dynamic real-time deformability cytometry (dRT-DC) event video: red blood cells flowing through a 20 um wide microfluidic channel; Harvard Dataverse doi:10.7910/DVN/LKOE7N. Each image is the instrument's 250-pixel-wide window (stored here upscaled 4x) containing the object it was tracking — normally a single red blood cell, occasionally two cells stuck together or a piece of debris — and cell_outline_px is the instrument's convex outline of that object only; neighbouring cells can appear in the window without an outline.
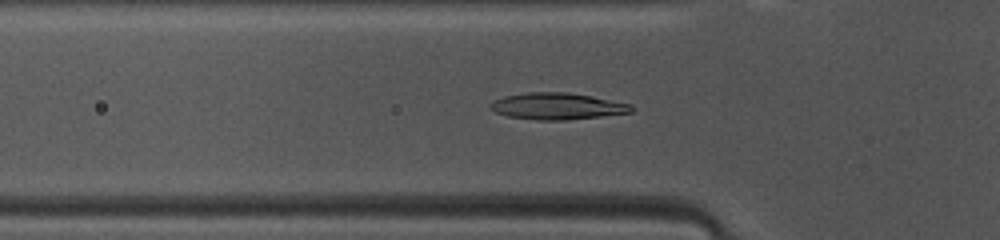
{"species": "common noctule bat (a hibernating species)", "species_latin": "Nyctalus noctula", "temperature_condition": "warm", "stored_images_in_passage": 46, "camera_frame_rate_fps": 3000, "um_per_image_px": 0.085, "animal": {"sex": "female", "body_mass_g": 10.0, "forearm_length_mm": 53.1}, "frame": {"image": 1, "passage_image": 13, "time_ms": 4.0, "image_size_px": [1000, 240], "cell_outline_px": [[632, 112], [600, 116], [564, 120], [536, 120], [508, 116], [496, 112], [488, 104], [504, 96], [528, 92], [568, 92], [632, 104]], "centroid_in_image_um": [47.35, 9.02], "position_along_channel_um": 78.4, "area_um2": 21.56}}
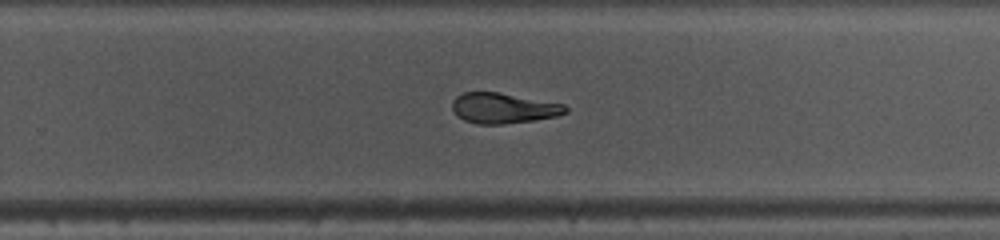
{"frame": {"image": 2, "passage_image": 28, "time_ms": 9.0, "image_size_px": [1000, 240], "cell_outline_px": [[568, 112], [556, 116], [536, 120], [500, 124], [476, 124], [464, 120], [456, 116], [452, 108], [452, 100], [456, 96], [464, 92], [496, 92], [564, 104], [568, 108]], "centroid_in_image_um": [42.76, 9.2], "position_along_channel_um": 287.0, "area_um2": 20.06}}
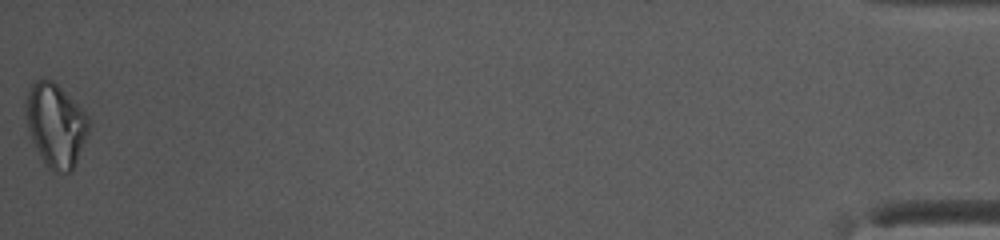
{"frame": {"image": 3, "passage_image": 46, "time_ms": 15.0, "image_size_px": [1000, 240], "cell_outline_px": [[88, 132], [72, 172], [56, 172], [48, 168], [44, 164], [32, 140], [28, 128], [24, 112], [24, 104], [28, 92], [32, 84], [36, 80], [52, 80], [88, 116]], "centroid_in_image_um": [4.7, 10.66], "position_along_channel_um": 430.5, "area_um2": 30.11}, "authors_computed_cell_mechanics": {"area_um2": 21.5305, "velocity_mm_per_s": 4.1539, "shape_relaxation_time_tau1_ms": 11.1537, "shape_relaxation_time_tau2_ms": 3.119, "deformation_change_tau1": 0.2459, "deformation_change_tau2": 0.0913}}